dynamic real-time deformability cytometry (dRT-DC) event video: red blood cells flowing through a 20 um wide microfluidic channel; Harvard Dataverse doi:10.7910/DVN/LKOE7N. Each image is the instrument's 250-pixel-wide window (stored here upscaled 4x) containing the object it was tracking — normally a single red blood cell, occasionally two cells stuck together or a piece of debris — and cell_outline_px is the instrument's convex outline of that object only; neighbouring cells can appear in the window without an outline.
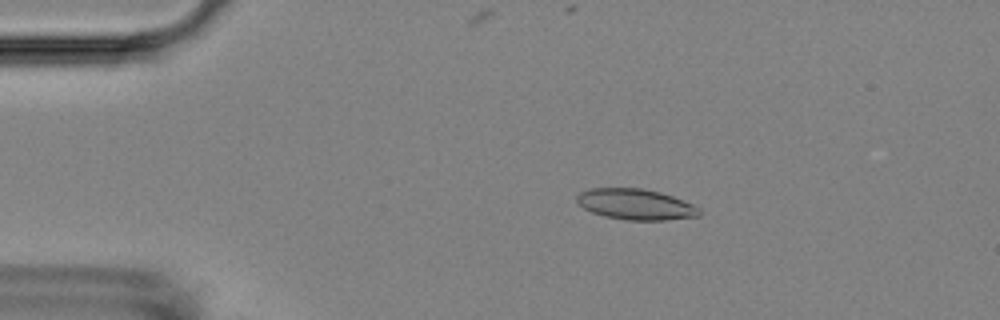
{"species": "Egyptian fruit bat (a non-hibernating species)", "species_latin": "Rousettus aegyptiacus", "temperature_condition": "room temperature", "stored_images_in_passage": 7, "camera_frame_rate_fps": 3000, "um_per_image_px": 0.085, "animal": {"sex": "female"}, "frame": {"image": 1, "passage_image": 4, "time_ms": 3.333, "image_size_px": [1000, 320], "cell_outline_px": [[700, 216], [668, 220], [624, 220], [604, 216], [592, 212], [576, 204], [576, 196], [580, 192], [592, 188], [644, 188], [660, 192], [672, 196], [692, 204], [700, 208]], "centroid_in_image_um": [54.01, 17.37], "position_along_channel_um": 31.0, "area_um2": 22.14}}